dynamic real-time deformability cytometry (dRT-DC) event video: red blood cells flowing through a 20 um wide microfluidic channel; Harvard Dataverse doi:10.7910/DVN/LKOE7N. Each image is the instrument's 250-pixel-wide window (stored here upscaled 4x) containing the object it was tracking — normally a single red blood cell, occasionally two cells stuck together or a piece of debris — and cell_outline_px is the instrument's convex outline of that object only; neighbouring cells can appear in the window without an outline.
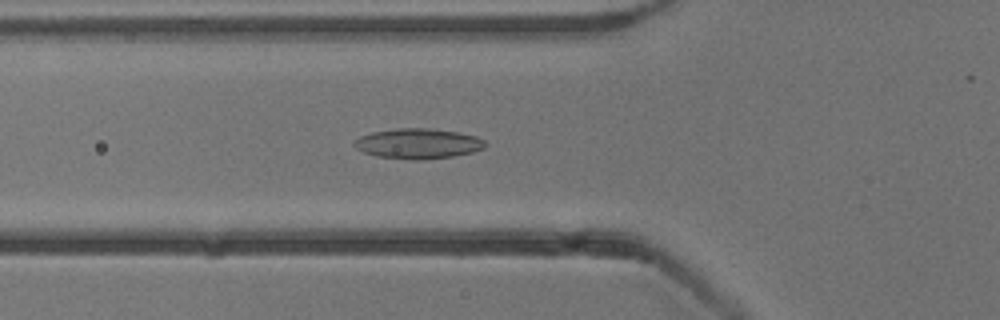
{"species": "common noctule bat (a hibernating species)", "species_latin": "Nyctalus noctula", "temperature_condition": "cold", "stored_images_in_passage": 53, "camera_frame_rate_fps": 3000, "um_per_image_px": 0.085, "animal": {"sex": "male", "body_mass_g": 13.3}, "frame": {"image": 1, "passage_image": 19, "time_ms": 6.0, "image_size_px": [1000, 320], "cell_outline_px": [[484, 148], [472, 152], [452, 156], [420, 160], [412, 160], [376, 156], [364, 152], [356, 148], [352, 144], [360, 136], [372, 132], [396, 128], [424, 128], [456, 132], [476, 136], [484, 140]], "centroid_in_image_um": [35.5, 12.21], "position_along_channel_um": 90.3, "area_um2": 22.83}}
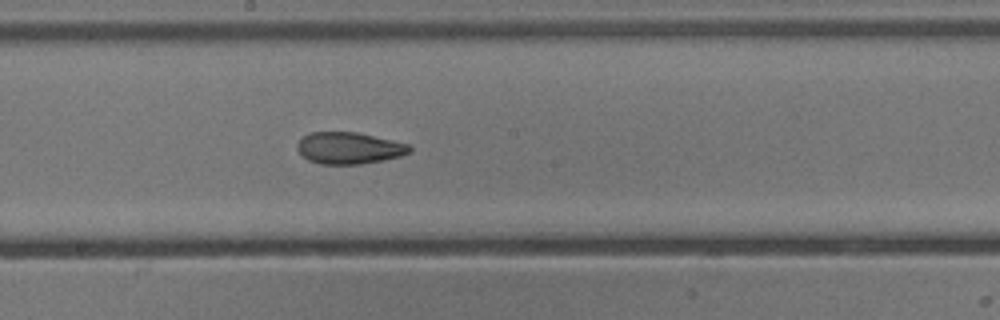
{"frame": {"image": 2, "passage_image": 29, "time_ms": 9.333, "image_size_px": [1000, 320], "cell_outline_px": [[412, 152], [400, 156], [384, 160], [360, 164], [320, 164], [308, 160], [296, 148], [296, 144], [308, 132], [356, 132], [408, 144], [412, 148]], "centroid_in_image_um": [29.66, 12.59], "position_along_channel_um": 218.5, "area_um2": 20.69}}
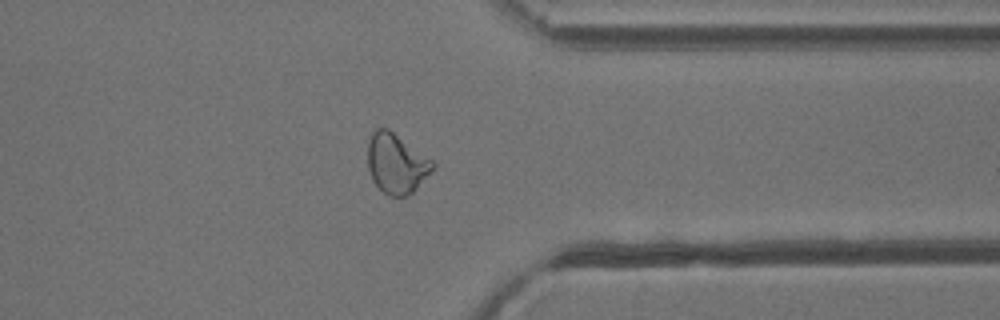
{"frame": {"image": 3, "passage_image": 42, "time_ms": 13.667, "image_size_px": [1000, 320], "cell_outline_px": [[436, 164], [416, 188], [408, 196], [388, 196], [372, 180], [368, 172], [368, 140], [372, 132], [376, 128], [388, 128], [432, 160]], "centroid_in_image_um": [33.65, 13.89], "position_along_channel_um": 377.7, "area_um2": 22.43}, "authors_computed_cell_mechanics": {"area_um2": 22.5998, "velocity_mm_per_s": 3.8152, "shape_relaxation_time_tau1_ms": null, "shape_relaxation_time_tau2_ms": 1.931, "deformation_change_tau1": null, "deformation_change_tau2": 0.0801}}